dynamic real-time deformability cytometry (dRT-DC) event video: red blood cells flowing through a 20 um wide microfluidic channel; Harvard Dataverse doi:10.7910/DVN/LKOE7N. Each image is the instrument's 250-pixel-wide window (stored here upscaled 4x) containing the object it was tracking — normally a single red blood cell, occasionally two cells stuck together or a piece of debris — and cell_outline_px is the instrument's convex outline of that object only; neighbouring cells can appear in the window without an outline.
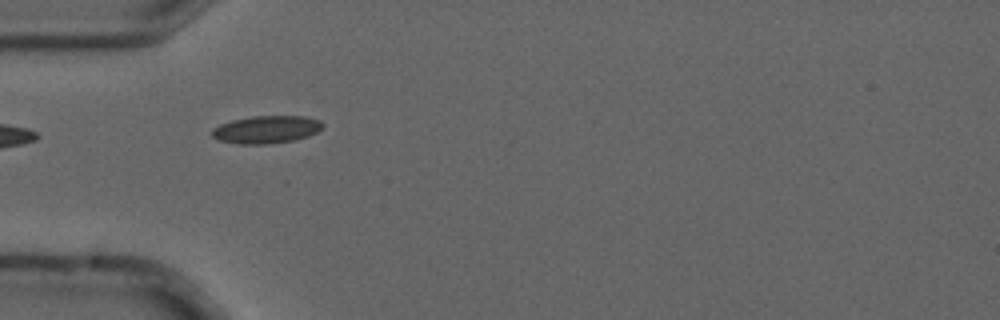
{"species": "common noctule bat (a hibernating species)", "species_latin": "Nyctalus noctula", "temperature_condition": "cold", "stored_images_in_passage": 9, "camera_frame_rate_fps": 3000, "um_per_image_px": 0.085, "animal": {"sex": "male", "forearm_length_mm": 52.5}, "frame": {"image": 1, "passage_image": 3, "time_ms": 0.667, "image_size_px": [1000, 320], "cell_outline_px": [[324, 124], [316, 132], [308, 136], [292, 140], [264, 144], [240, 144], [220, 140], [212, 136], [212, 128], [220, 124], [232, 120], [252, 116], [304, 116], [320, 120]], "centroid_in_image_um": [22.63, 11.0], "position_along_channel_um": 62.4, "area_um2": 17.63}}
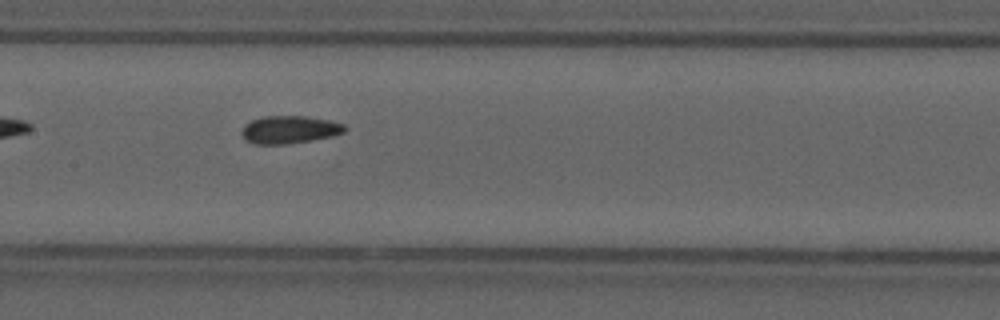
{"frame": {"image": 2, "passage_image": 6, "time_ms": 1.667, "image_size_px": [1000, 320], "cell_outline_px": [[348, 128], [344, 132], [332, 136], [312, 140], [284, 144], [256, 144], [244, 140], [240, 132], [244, 124], [252, 120], [264, 116], [304, 116], [328, 120], [344, 124]], "centroid_in_image_um": [24.58, 11.02], "position_along_channel_um": 182.8, "area_um2": 16.7}}
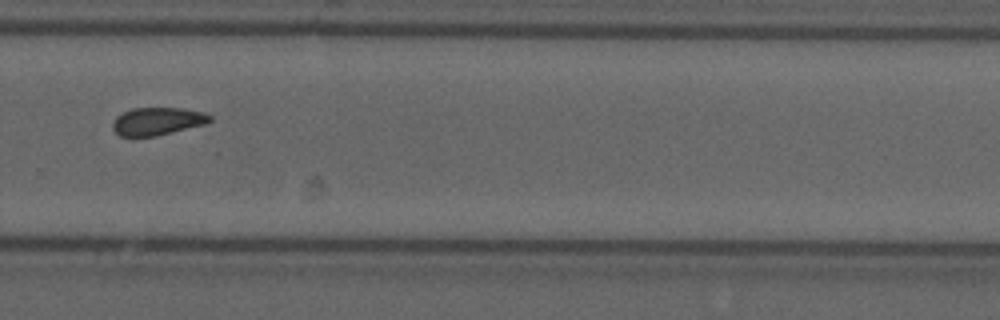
{"frame": {"image": 3, "passage_image": 9, "time_ms": 2.667, "image_size_px": [1000, 320], "cell_outline_px": [[212, 120], [208, 124], [156, 136], [120, 136], [112, 128], [112, 124], [116, 116], [132, 108], [180, 108], [200, 112], [212, 116]], "centroid_in_image_um": [13.39, 10.31], "position_along_channel_um": 316.4, "area_um2": 15.72}}